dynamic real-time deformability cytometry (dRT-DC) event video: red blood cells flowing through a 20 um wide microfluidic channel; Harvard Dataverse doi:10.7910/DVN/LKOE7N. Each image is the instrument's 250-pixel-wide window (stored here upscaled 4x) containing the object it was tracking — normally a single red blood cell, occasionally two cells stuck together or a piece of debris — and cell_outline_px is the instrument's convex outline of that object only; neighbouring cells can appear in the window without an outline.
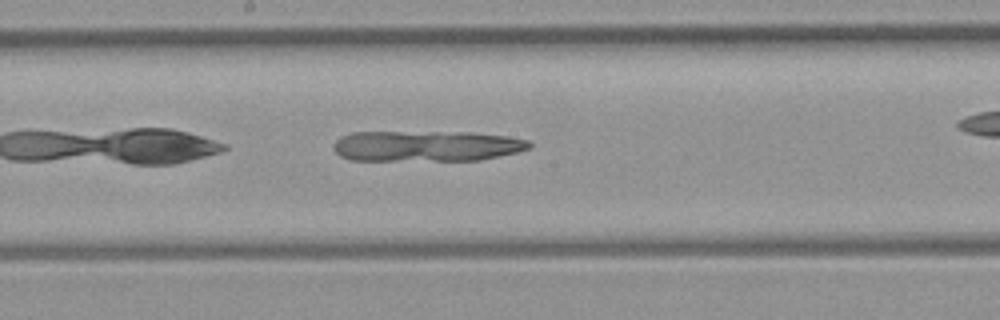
{"species": "common noctule bat (a hibernating species)", "species_latin": "Nyctalus noctula", "temperature_condition": "room temperature", "stored_images_in_passage": 26, "camera_frame_rate_fps": 3000, "um_per_image_px": 0.085, "animal": {"sex": "female", "body_mass_g": 21.9}, "frame": {"image": 1, "passage_image": 12, "time_ms": 3.667, "image_size_px": [1000, 320], "cell_outline_px": [[532, 148], [516, 152], [480, 160], [352, 160], [340, 156], [332, 148], [332, 144], [340, 136], [352, 132], [472, 132], [508, 136], [528, 140], [532, 144]], "centroid_in_image_um": [36.24, 12.4], "position_along_channel_um": 212.0, "area_um2": 35.32}}